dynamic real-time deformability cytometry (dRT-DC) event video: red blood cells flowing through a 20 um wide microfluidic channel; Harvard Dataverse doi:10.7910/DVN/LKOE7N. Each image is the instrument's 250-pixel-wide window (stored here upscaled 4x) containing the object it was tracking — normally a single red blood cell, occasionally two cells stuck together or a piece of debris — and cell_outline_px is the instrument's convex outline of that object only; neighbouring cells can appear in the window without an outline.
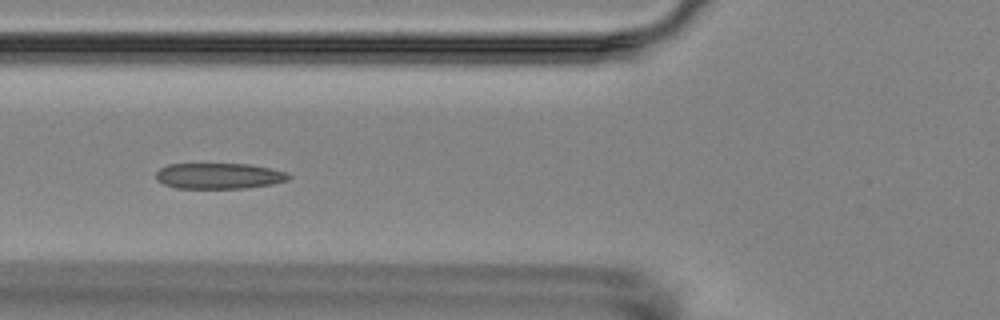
{"species": "Egyptian fruit bat (a non-hibernating species)", "species_latin": "Rousettus aegyptiacus", "temperature_condition": "room temperature", "stored_images_in_passage": 16, "camera_frame_rate_fps": 3000, "um_per_image_px": 0.085, "animal": {"sex": "female"}, "frame": {"image": 1, "passage_image": 6, "time_ms": 6.0, "image_size_px": [1000, 320], "cell_outline_px": [[292, 176], [288, 180], [272, 184], [244, 188], [176, 188], [164, 184], [156, 180], [156, 172], [160, 168], [168, 164], [248, 164], [288, 172]], "centroid_in_image_um": [18.61, 14.95], "position_along_channel_um": 107.2, "area_um2": 19.94}}
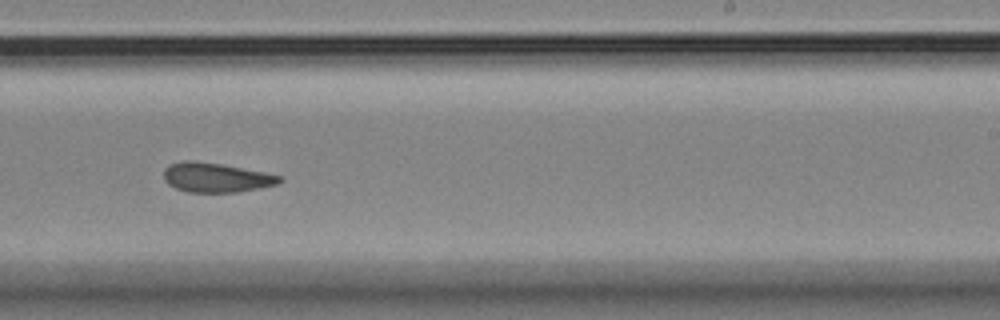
{"frame": {"image": 2, "passage_image": 10, "time_ms": 10.667, "image_size_px": [1000, 320], "cell_outline_px": [[284, 180], [280, 184], [260, 188], [236, 192], [188, 192], [176, 188], [168, 184], [164, 180], [164, 168], [168, 164], [180, 160], [196, 160], [220, 164], [264, 172], [284, 176]], "centroid_in_image_um": [18.37, 15.08], "position_along_channel_um": 270.6, "area_um2": 20.17}}
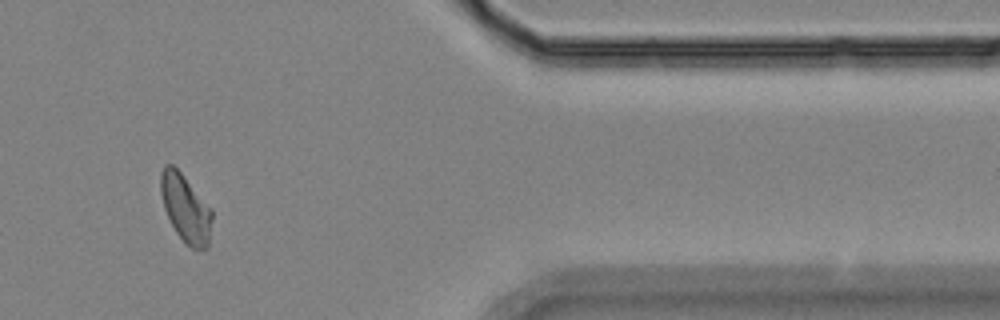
{"frame": {"image": 3, "passage_image": 14, "time_ms": 15.0, "image_size_px": [1000, 320], "cell_outline_px": [[212, 220], [208, 248], [192, 248], [176, 232], [164, 208], [160, 192], [160, 172], [164, 164], [172, 164], [180, 172], [212, 208]], "centroid_in_image_um": [15.77, 17.67], "position_along_channel_um": 395.6, "area_um2": 20.06}, "authors_computed_cell_mechanics": {"area_um2": 20.3167, "velocity_mm_per_s": 3.5059, "shape_relaxation_time_tau1_ms": 4.1161, "shape_relaxation_time_tau2_ms": 1.5287, "deformation_change_tau1": 0.1145, "deformation_change_tau2": 0.0862}}